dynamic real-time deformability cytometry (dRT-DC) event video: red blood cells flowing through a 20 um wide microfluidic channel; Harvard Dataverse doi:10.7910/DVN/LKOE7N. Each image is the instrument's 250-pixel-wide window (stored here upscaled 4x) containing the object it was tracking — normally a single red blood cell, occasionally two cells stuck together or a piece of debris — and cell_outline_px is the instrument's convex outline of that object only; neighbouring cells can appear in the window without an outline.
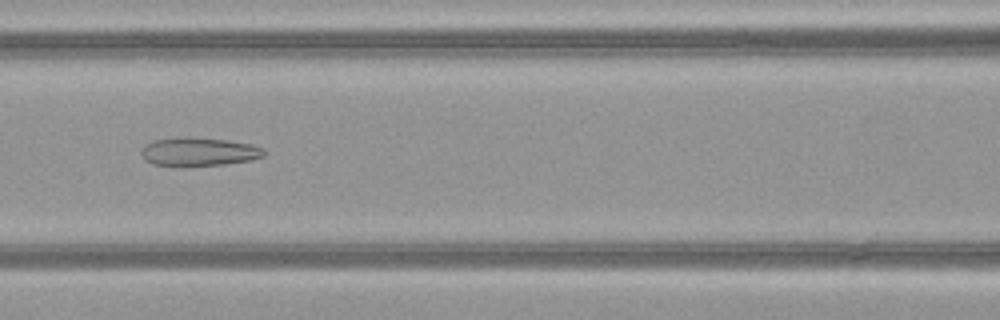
{"species": "common noctule bat (a hibernating species)", "species_latin": "Nyctalus noctula", "temperature_condition": "warm", "stored_images_in_passage": 51, "camera_frame_rate_fps": 3000, "um_per_image_px": 0.085, "animal": {"sex": "female", "body_mass_g": 21.9}, "frame": {"image": 1, "passage_image": 23, "time_ms": 7.333, "image_size_px": [1000, 320], "cell_outline_px": [[264, 156], [252, 160], [224, 164], [180, 168], [176, 168], [152, 164], [144, 160], [140, 152], [140, 148], [144, 144], [156, 140], [228, 140], [252, 144], [264, 148]], "centroid_in_image_um": [16.88, 12.98], "position_along_channel_um": 149.7, "area_um2": 20.11}}
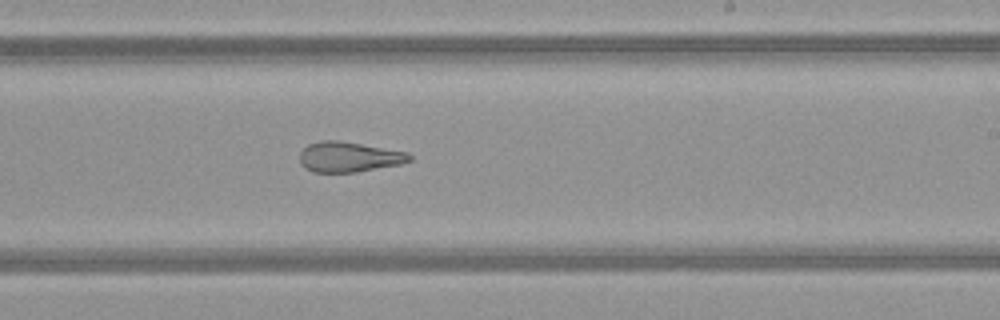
{"frame": {"image": 2, "passage_image": 31, "time_ms": 10.0, "image_size_px": [1000, 320], "cell_outline_px": [[412, 160], [400, 164], [356, 172], [312, 172], [304, 168], [300, 164], [300, 152], [308, 144], [320, 140], [336, 140], [408, 152], [412, 156]], "centroid_in_image_um": [29.63, 13.34], "position_along_channel_um": 259.4, "area_um2": 19.31}}
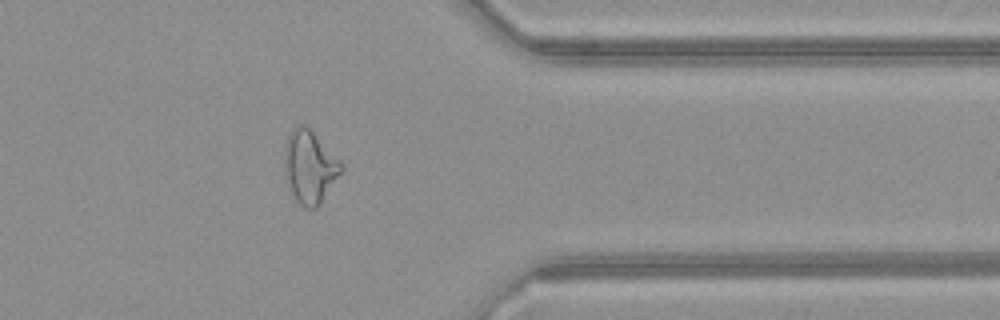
{"frame": {"image": 3, "passage_image": 41, "time_ms": 13.333, "image_size_px": [1000, 320], "cell_outline_px": [[344, 168], [320, 204], [316, 208], [304, 208], [296, 200], [292, 192], [284, 172], [284, 148], [288, 136], [292, 128], [300, 124], [308, 128], [344, 164]], "centroid_in_image_um": [26.32, 14.19], "position_along_channel_um": 385.1, "area_um2": 23.76}, "authors_computed_cell_mechanics": {"area_um2": 25.5476, "velocity_mm_per_s": 4.1165, "shape_relaxation_time_tau1_ms": null, "shape_relaxation_time_tau2_ms": 1.9894, "deformation_change_tau1": null, "deformation_change_tau2": 0.1239}}